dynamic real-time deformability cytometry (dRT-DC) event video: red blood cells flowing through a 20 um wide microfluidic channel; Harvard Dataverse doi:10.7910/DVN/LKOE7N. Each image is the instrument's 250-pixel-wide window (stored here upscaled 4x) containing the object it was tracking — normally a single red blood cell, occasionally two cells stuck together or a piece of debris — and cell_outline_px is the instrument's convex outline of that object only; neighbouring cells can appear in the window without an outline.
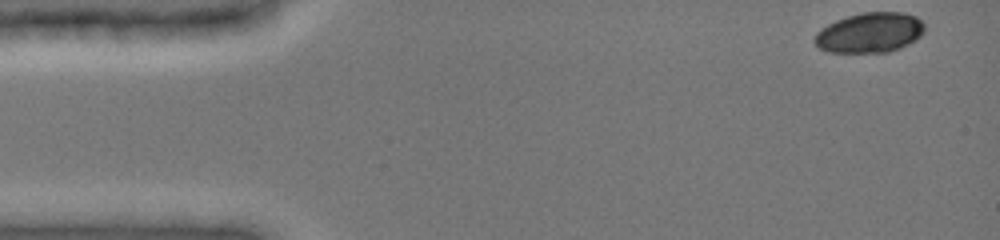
{"species": "common noctule bat (a hibernating species)", "species_latin": "Nyctalus noctula", "temperature_condition": "cold", "stored_images_in_passage": 45, "camera_frame_rate_fps": 3000, "um_per_image_px": 0.085, "animal": {"sex": "female", "body_mass_g": 19.0, "forearm_length_mm": 51.5}, "frame": {"image": 1, "passage_image": 1, "time_ms": 0.0, "image_size_px": [1000, 240], "cell_outline_px": [[924, 32], [916, 40], [900, 48], [888, 52], [828, 52], [820, 48], [812, 40], [816, 32], [820, 28], [836, 20], [860, 12], [904, 12], [916, 16], [924, 24]], "centroid_in_image_um": [73.92, 2.77], "position_along_channel_um": 11.1, "area_um2": 25.84}}
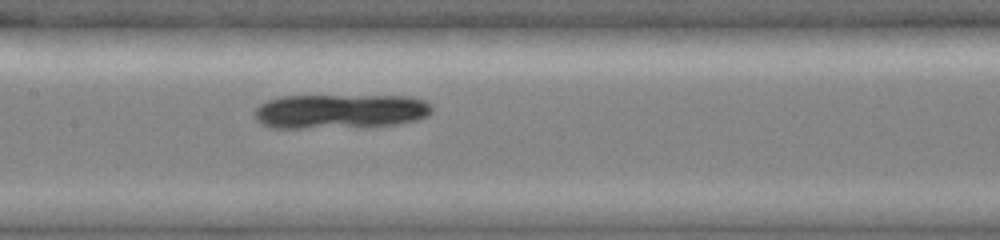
{"frame": {"image": 2, "passage_image": 22, "time_ms": 7.0, "image_size_px": [1000, 240], "cell_outline_px": [[432, 112], [428, 116], [416, 120], [396, 124], [356, 128], [272, 128], [256, 120], [252, 112], [260, 104], [268, 100], [280, 96], [412, 96], [424, 100], [432, 104]], "centroid_in_image_um": [28.93, 9.47], "position_along_channel_um": 178.5, "area_um2": 36.36}}
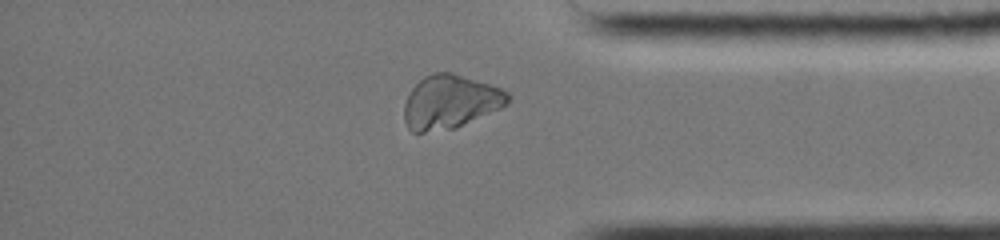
{"frame": {"image": 3, "passage_image": 39, "time_ms": 12.667, "image_size_px": [1000, 240], "cell_outline_px": [[512, 96], [508, 104], [500, 108], [456, 128], [424, 132], [412, 132], [408, 128], [404, 120], [404, 104], [412, 88], [424, 76], [432, 72], [452, 72], [492, 84], [508, 92]], "centroid_in_image_um": [38.28, 8.64], "position_along_channel_um": 396.9, "area_um2": 32.6}}